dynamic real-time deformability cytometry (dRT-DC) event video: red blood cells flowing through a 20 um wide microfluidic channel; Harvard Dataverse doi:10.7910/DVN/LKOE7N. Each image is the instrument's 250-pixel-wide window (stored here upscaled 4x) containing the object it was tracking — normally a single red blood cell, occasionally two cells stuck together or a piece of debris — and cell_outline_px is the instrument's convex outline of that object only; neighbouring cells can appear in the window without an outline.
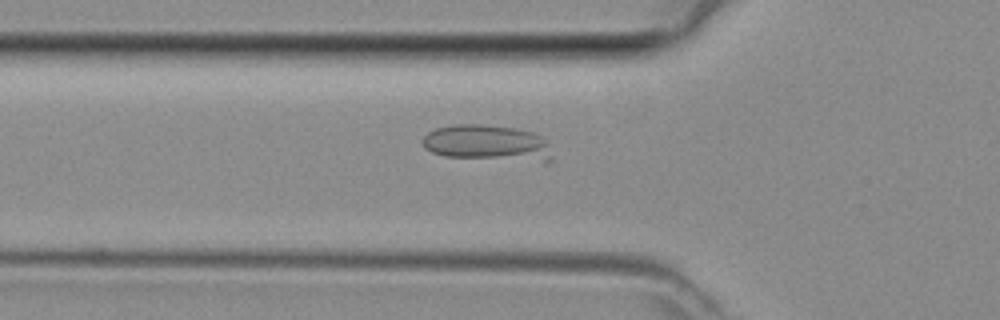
{"species": "common noctule bat (a hibernating species)", "species_latin": "Nyctalus noctula", "temperature_condition": "room temperature", "stored_images_in_passage": 35, "camera_frame_rate_fps": 3000, "um_per_image_px": 0.085, "animal": {"sex": "female", "body_mass_g": 29.2, "forearm_length_mm": 56.3}, "frame": {"image": 1, "passage_image": 5, "time_ms": 1.333, "image_size_px": [1000, 320], "cell_outline_px": [[552, 160], [548, 164], [444, 156], [432, 152], [424, 148], [424, 136], [428, 132], [436, 128], [452, 124], [480, 124], [516, 128], [532, 132], [540, 136], [544, 140]], "centroid_in_image_um": [41.45, 12.19], "position_along_channel_um": 84.3, "area_um2": 27.69}}
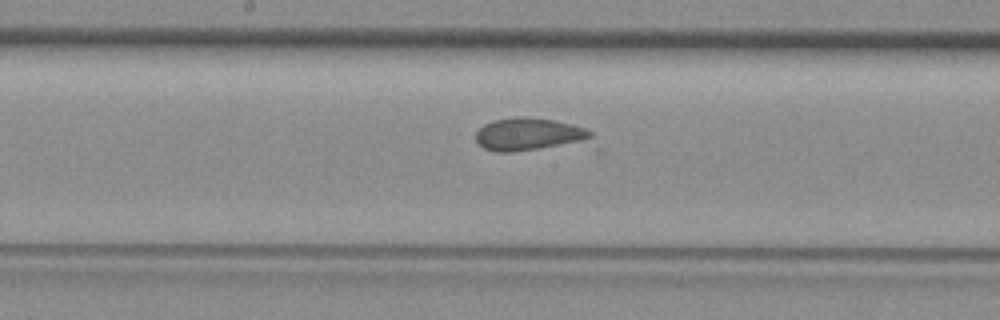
{"frame": {"image": 2, "passage_image": 13, "time_ms": 4.0, "image_size_px": [1000, 320], "cell_outline_px": [[592, 140], [512, 152], [496, 152], [484, 148], [476, 140], [476, 132], [484, 124], [492, 120], [516, 116], [524, 116], [552, 120], [572, 124], [584, 128], [592, 132]], "centroid_in_image_um": [44.92, 11.39], "position_along_channel_um": 203.3, "area_um2": 21.73}}
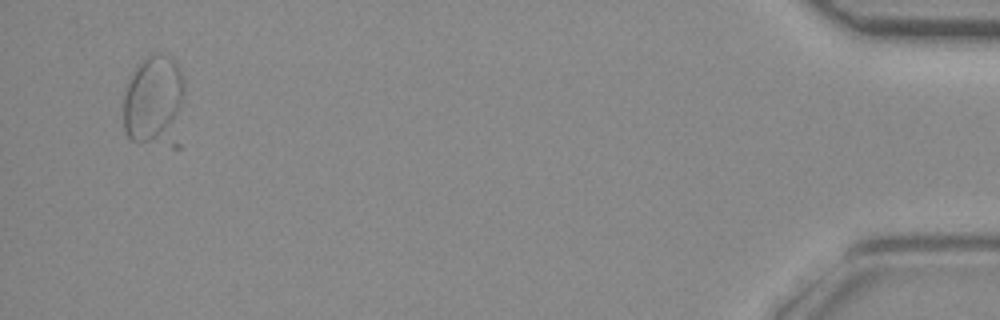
{"frame": {"image": 3, "passage_image": 34, "time_ms": 11.0, "image_size_px": [1000, 320], "cell_outline_px": [[184, 92], [180, 104], [176, 112], [156, 136], [148, 140], [132, 140], [128, 136], [124, 128], [124, 96], [128, 84], [136, 64], [148, 56], [156, 52], [160, 52], [176, 60], [184, 84]], "centroid_in_image_um": [12.94, 8.18], "position_along_channel_um": 422.3, "area_um2": 28.5}}